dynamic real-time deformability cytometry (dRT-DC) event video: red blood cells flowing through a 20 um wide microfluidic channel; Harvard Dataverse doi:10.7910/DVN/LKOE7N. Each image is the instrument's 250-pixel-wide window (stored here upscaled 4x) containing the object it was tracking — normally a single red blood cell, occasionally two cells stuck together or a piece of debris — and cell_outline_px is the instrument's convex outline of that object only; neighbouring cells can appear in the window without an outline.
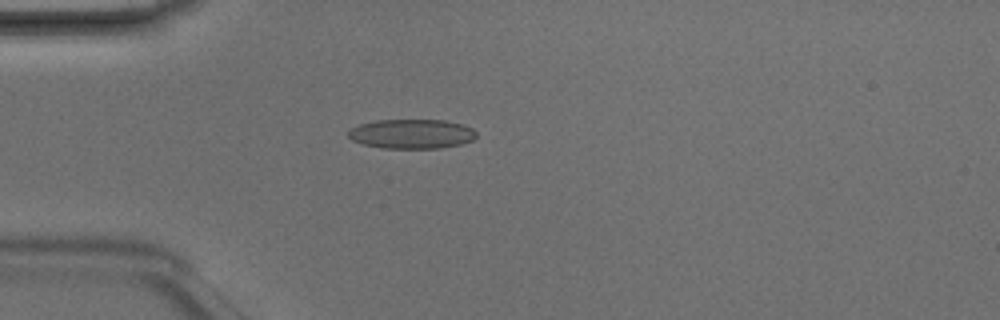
{"species": "Egyptian fruit bat (a non-hibernating species)", "species_latin": "Rousettus aegyptiacus", "temperature_condition": "room temperature", "stored_images_in_passage": 4, "camera_frame_rate_fps": 3000, "um_per_image_px": 0.085, "animal": {"sex": "male"}, "frame": {"image": 1, "passage_image": 4, "time_ms": 1.0, "image_size_px": [1000, 320], "cell_outline_px": [[476, 136], [472, 140], [460, 144], [440, 148], [384, 148], [364, 144], [352, 140], [348, 136], [348, 132], [352, 128], [360, 124], [376, 120], [444, 120], [460, 124], [472, 128], [476, 132]], "centroid_in_image_um": [34.99, 11.38], "position_along_channel_um": 50.0, "area_um2": 21.79}}